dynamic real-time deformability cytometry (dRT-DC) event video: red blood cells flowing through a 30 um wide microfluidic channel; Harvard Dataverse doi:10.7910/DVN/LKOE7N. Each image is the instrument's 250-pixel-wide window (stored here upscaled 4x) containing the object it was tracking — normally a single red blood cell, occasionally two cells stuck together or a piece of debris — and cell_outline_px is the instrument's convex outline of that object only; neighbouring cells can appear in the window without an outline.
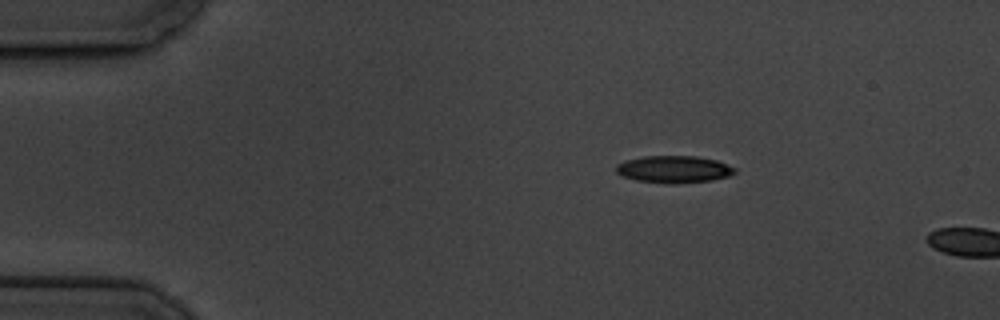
{"species": "common noctule bat (a hibernating species)", "species_latin": "Nyctalus noctula", "temperature_condition": "cold", "stored_images_in_passage": 3, "camera_frame_rate_fps": 3000, "um_per_image_px": 0.085, "animal": {"sex": "male", "body_mass_g": 19.5, "forearm_length_mm": 54.6}, "frame": {"image": 1, "passage_image": 2, "time_ms": 1.0, "image_size_px": [1000, 320], "cell_outline_px": [[736, 172], [728, 176], [712, 180], [672, 184], [668, 184], [636, 180], [620, 176], [616, 172], [616, 164], [624, 160], [644, 156], [696, 156], [716, 160], [736, 168]], "centroid_in_image_um": [57.24, 14.39], "position_along_channel_um": 27.8, "area_um2": 18.9}}